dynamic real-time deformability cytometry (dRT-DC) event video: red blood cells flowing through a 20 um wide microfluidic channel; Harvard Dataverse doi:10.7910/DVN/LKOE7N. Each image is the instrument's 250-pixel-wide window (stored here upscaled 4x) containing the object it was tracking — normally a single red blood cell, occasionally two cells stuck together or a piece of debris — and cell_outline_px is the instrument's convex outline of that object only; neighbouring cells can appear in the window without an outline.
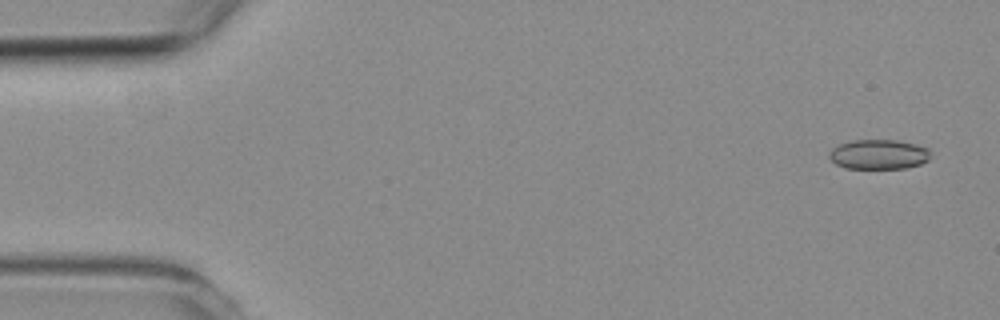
{"species": "common noctule bat (a hibernating species)", "species_latin": "Nyctalus noctula", "temperature_condition": "room temperature", "stored_images_in_passage": 5, "camera_frame_rate_fps": 3000, "um_per_image_px": 0.085, "animal": {"sex": "female", "body_mass_g": 19.3, "forearm_length_mm": 54.1}, "frame": {"image": 1, "passage_image": 1, "time_ms": 0.0, "image_size_px": [1000, 320], "cell_outline_px": [[928, 160], [920, 164], [908, 168], [844, 168], [836, 164], [828, 156], [828, 152], [832, 148], [840, 144], [852, 140], [896, 140], [928, 148]], "centroid_in_image_um": [74.64, 13.12], "position_along_channel_um": 10.4, "area_um2": 17.4}}